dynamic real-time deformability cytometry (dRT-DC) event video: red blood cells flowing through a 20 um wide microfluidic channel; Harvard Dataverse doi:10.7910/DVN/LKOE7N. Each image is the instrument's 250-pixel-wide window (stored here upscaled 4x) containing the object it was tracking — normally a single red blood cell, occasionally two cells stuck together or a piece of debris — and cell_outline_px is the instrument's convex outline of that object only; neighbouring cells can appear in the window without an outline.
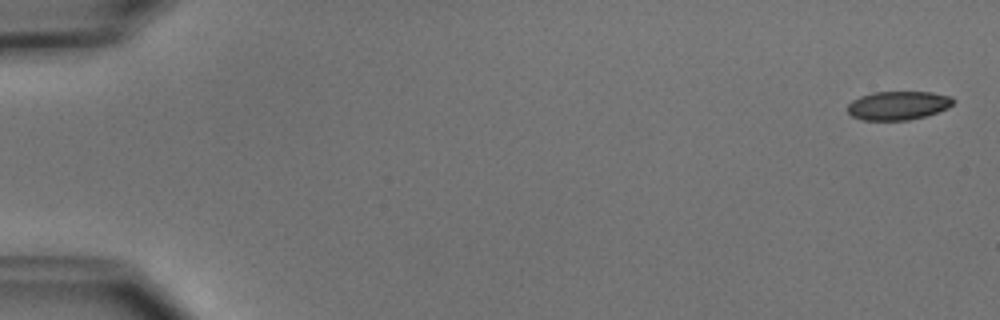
{"species": "common noctule bat (a hibernating species)", "species_latin": "Nyctalus noctula", "temperature_condition": "cold", "stored_images_in_passage": 4, "camera_frame_rate_fps": 3000, "um_per_image_px": 0.085, "animal": {"sex": "male", "body_mass_g": 15.6}, "frame": {"image": 1, "passage_image": 1, "time_ms": 0.0, "image_size_px": [1000, 320], "cell_outline_px": [[956, 100], [948, 108], [924, 116], [908, 120], [864, 120], [852, 116], [848, 112], [848, 104], [852, 100], [860, 96], [872, 92], [932, 92], [952, 96]], "centroid_in_image_um": [76.35, 8.95], "position_along_channel_um": 8.7, "area_um2": 17.69}}
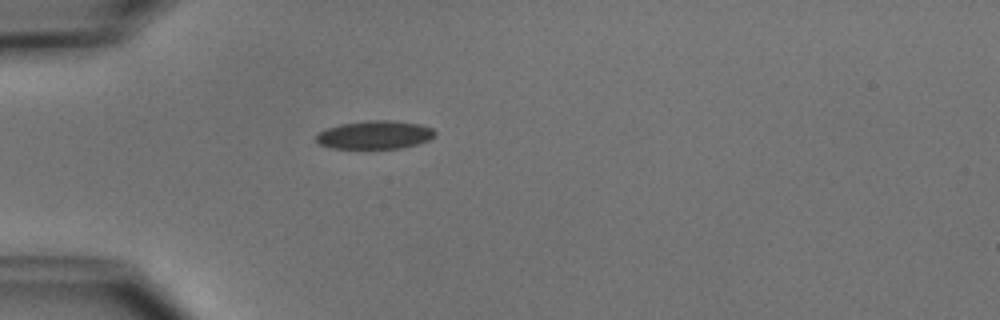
{"frame": {"image": 2, "passage_image": 4, "time_ms": 4.667, "image_size_px": [1000, 320], "cell_outline_px": [[436, 136], [428, 140], [416, 144], [400, 148], [332, 148], [320, 144], [316, 140], [316, 136], [324, 128], [340, 124], [364, 120], [396, 120], [420, 124], [432, 128], [436, 132]], "centroid_in_image_um": [31.87, 11.44], "position_along_channel_um": 53.1, "area_um2": 19.71}}